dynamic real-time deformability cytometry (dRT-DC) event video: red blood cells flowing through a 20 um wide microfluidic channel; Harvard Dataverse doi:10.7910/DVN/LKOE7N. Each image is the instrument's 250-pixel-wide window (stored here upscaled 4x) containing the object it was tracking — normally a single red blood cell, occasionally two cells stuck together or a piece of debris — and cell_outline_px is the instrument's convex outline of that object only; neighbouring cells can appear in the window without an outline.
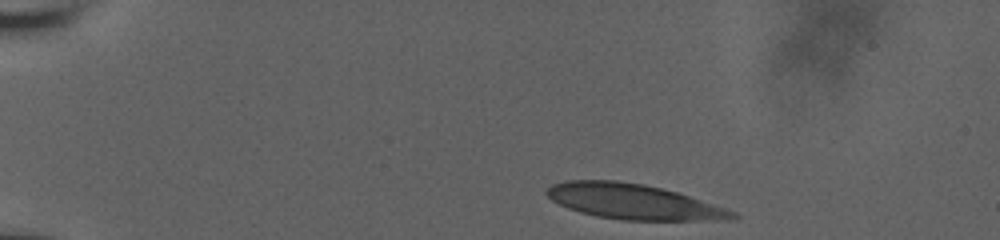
{"species": "human", "species_latin": "Homo sapiens", "temperature_condition": "room temperature", "stored_images_in_passage": 41, "camera_frame_rate_fps": 3000, "um_per_image_px": 0.085, "donor": {"sex": "male"}, "frame": {"image": 1, "passage_image": 1, "time_ms": 0.0, "image_size_px": [1000, 240], "cell_outline_px": [[740, 216], [692, 220], [620, 220], [596, 216], [580, 212], [568, 208], [552, 200], [544, 192], [552, 184], [568, 180], [616, 180], [644, 184], [676, 192], [736, 212]], "centroid_in_image_um": [53.7, 17.12], "position_along_channel_um": 31.3, "area_um2": 37.34}}
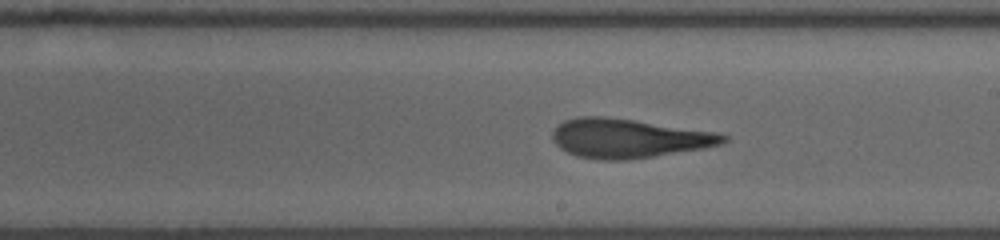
{"frame": {"image": 2, "passage_image": 24, "time_ms": 7.667, "image_size_px": [1000, 240], "cell_outline_px": [[728, 140], [720, 144], [704, 148], [628, 160], [600, 160], [576, 156], [560, 148], [552, 140], [552, 132], [564, 120], [576, 116], [604, 116], [716, 132], [728, 136]], "centroid_in_image_um": [53.39, 11.76], "position_along_channel_um": 235.6, "area_um2": 38.73}}
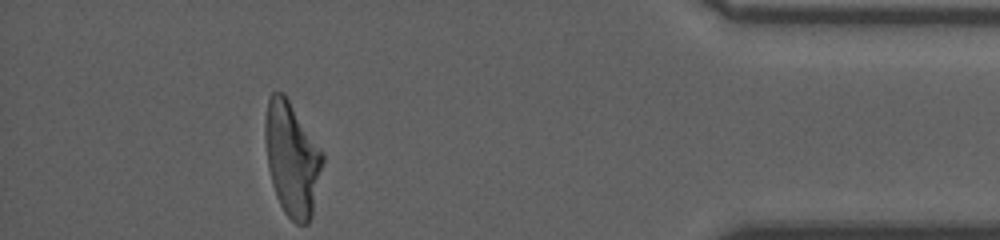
{"frame": {"image": 3, "passage_image": 41, "time_ms": 13.333, "image_size_px": [1000, 240], "cell_outline_px": [[324, 160], [312, 216], [308, 224], [296, 224], [284, 212], [276, 196], [272, 184], [268, 168], [264, 140], [264, 120], [268, 100], [272, 92], [284, 92], [324, 152]], "centroid_in_image_um": [24.82, 13.49], "position_along_channel_um": 410.4, "area_um2": 38.61}, "authors_computed_cell_mechanics": {"area_um2": 38.726, "velocity_mm_per_s": 3.8481, "shape_relaxation_time_tau1_ms": 10.5668, "shape_relaxation_time_tau2_ms": 2.4685, "deformation_change_tau1": 0.3354, "deformation_change_tau2": 0.1237}}